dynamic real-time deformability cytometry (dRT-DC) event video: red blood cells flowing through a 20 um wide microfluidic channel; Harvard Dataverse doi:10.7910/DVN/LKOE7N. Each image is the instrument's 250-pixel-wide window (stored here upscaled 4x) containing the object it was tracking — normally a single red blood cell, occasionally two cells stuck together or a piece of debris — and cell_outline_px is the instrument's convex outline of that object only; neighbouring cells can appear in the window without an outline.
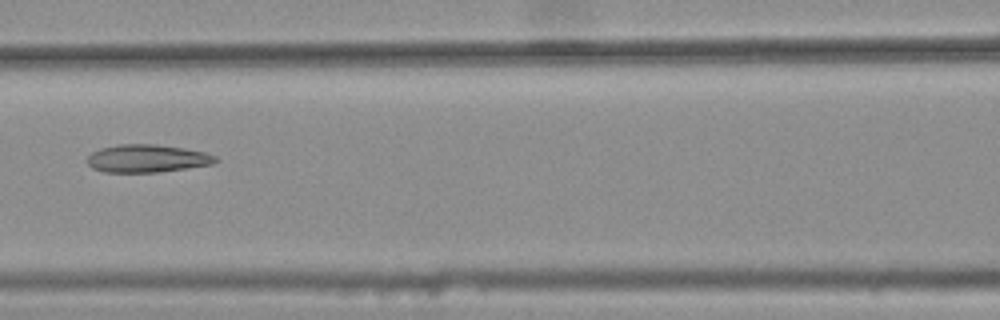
{"species": "common noctule bat (a hibernating species)", "species_latin": "Nyctalus noctula", "temperature_condition": "warm", "stored_images_in_passage": 10, "camera_frame_rate_fps": 3000, "um_per_image_px": 0.085, "animal": {"sex": "female", "body_mass_g": 25.1}, "frame": {"image": 1, "passage_image": 7, "time_ms": 2.0, "image_size_px": [1000, 320], "cell_outline_px": [[220, 160], [212, 164], [188, 168], [156, 172], [104, 172], [92, 168], [88, 164], [88, 156], [92, 152], [100, 148], [120, 144], [156, 144], [184, 148], [204, 152], [216, 156]], "centroid_in_image_um": [12.51, 13.47], "position_along_channel_um": 154.1, "area_um2": 20.81}}
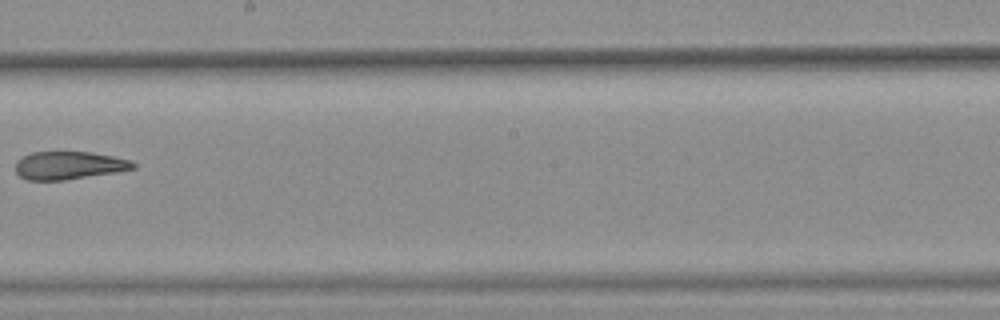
{"frame": {"image": 2, "passage_image": 9, "time_ms": 2.667, "image_size_px": [1000, 320], "cell_outline_px": [[136, 168], [116, 172], [64, 180], [28, 180], [20, 176], [16, 172], [16, 160], [32, 152], [92, 152], [132, 160], [136, 164]], "centroid_in_image_um": [5.87, 14.06], "position_along_channel_um": 242.3, "area_um2": 19.13}}
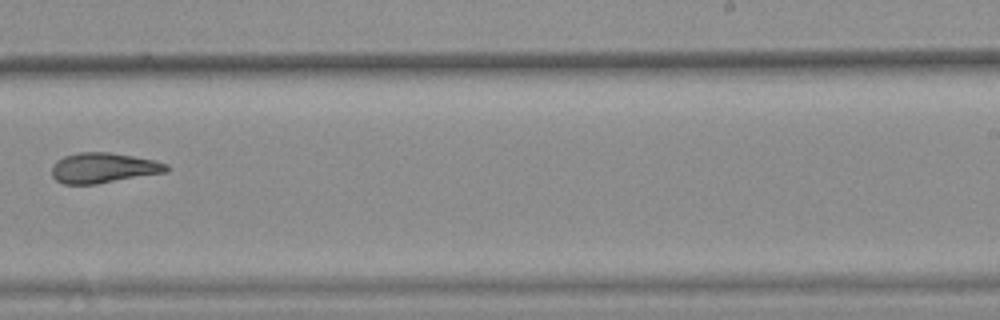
{"frame": {"image": 3, "passage_image": 10, "time_ms": 3.0, "image_size_px": [1000, 320], "cell_outline_px": [[172, 168], [168, 172], [96, 184], [64, 184], [56, 180], [52, 176], [52, 164], [56, 160], [64, 156], [80, 152], [112, 152], [152, 160], [168, 164]], "centroid_in_image_um": [8.8, 14.27], "position_along_channel_um": 280.2, "area_um2": 20.35}}